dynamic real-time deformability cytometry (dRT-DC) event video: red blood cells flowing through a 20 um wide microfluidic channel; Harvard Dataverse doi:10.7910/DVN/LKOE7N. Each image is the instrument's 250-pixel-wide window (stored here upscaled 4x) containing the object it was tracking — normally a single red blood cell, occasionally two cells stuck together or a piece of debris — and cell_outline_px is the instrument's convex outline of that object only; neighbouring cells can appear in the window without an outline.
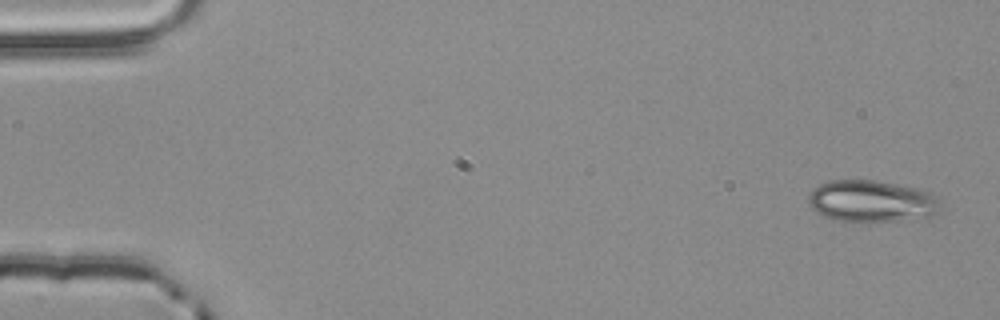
{"species": "common noctule bat (a hibernating species)", "species_latin": "Nyctalus noctula", "temperature_condition": "room temperature", "stored_images_in_passage": 4, "camera_frame_rate_fps": 3000, "um_per_image_px": 0.085, "animal": {"sex": "male", "body_mass_g": 20.4}, "frame": {"image": 1, "passage_image": 1, "time_ms": 0.0, "image_size_px": [1000, 320], "cell_outline_px": [[940, 212], [924, 220], [868, 224], [840, 220], [824, 216], [812, 208], [808, 200], [808, 192], [812, 188], [820, 184], [832, 180], [876, 180], [920, 188], [936, 196], [940, 204]], "centroid_in_image_um": [74.16, 17.15], "position_along_channel_um": 10.8, "area_um2": 33.47}}